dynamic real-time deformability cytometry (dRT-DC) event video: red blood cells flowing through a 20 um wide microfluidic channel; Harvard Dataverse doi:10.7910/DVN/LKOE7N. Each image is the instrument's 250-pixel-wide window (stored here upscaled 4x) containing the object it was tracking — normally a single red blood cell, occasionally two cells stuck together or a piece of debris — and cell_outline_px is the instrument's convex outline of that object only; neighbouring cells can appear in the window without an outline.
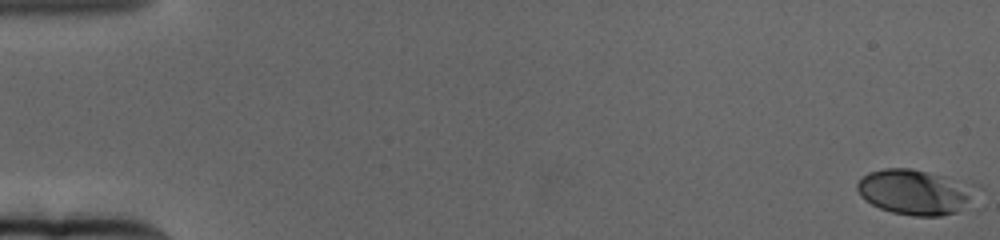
{"species": "human", "species_latin": "Homo sapiens", "temperature_condition": "cold", "stored_images_in_passage": 66, "camera_frame_rate_fps": 3000, "um_per_image_px": 0.085, "donor": {"sex": "female"}, "frame": {"image": 1, "passage_image": 1, "time_ms": 0.0, "image_size_px": [1000, 240], "cell_outline_px": [[980, 188], [956, 212], [940, 216], [912, 216], [892, 212], [880, 208], [864, 200], [860, 196], [856, 188], [856, 184], [868, 172], [884, 168], [912, 168], [980, 184]], "centroid_in_image_um": [77.79, 16.3], "position_along_channel_um": 7.2, "area_um2": 31.56}}
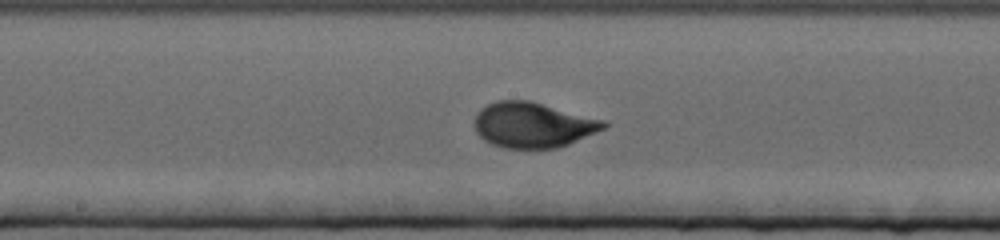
{"frame": {"image": 2, "passage_image": 36, "time_ms": 11.667, "image_size_px": [1000, 240], "cell_outline_px": [[608, 124], [604, 128], [596, 132], [568, 144], [556, 148], [500, 148], [484, 140], [476, 132], [476, 116], [480, 108], [496, 100], [528, 100], [604, 120]], "centroid_in_image_um": [45.27, 10.62], "position_along_channel_um": 202.9, "area_um2": 33.81}}
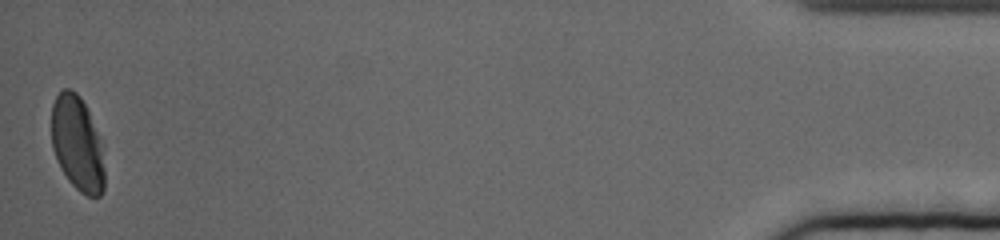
{"frame": {"image": 3, "passage_image": 66, "time_ms": 21.667, "image_size_px": [1000, 240], "cell_outline_px": [[104, 188], [100, 196], [88, 196], [80, 192], [68, 180], [60, 168], [52, 148], [52, 104], [56, 96], [64, 88], [68, 88], [76, 92], [80, 96], [88, 112], [104, 148]], "centroid_in_image_um": [6.58, 12.23], "position_along_channel_um": 428.6, "area_um2": 29.36}, "authors_computed_cell_mechanics": {"area_um2": 31.6744, "velocity_mm_per_s": 3.1075, "shape_relaxation_time_tau1_ms": 3.642, "shape_relaxation_time_tau2_ms": null, "deformation_change_tau1": 0.1601, "deformation_change_tau2": null}}